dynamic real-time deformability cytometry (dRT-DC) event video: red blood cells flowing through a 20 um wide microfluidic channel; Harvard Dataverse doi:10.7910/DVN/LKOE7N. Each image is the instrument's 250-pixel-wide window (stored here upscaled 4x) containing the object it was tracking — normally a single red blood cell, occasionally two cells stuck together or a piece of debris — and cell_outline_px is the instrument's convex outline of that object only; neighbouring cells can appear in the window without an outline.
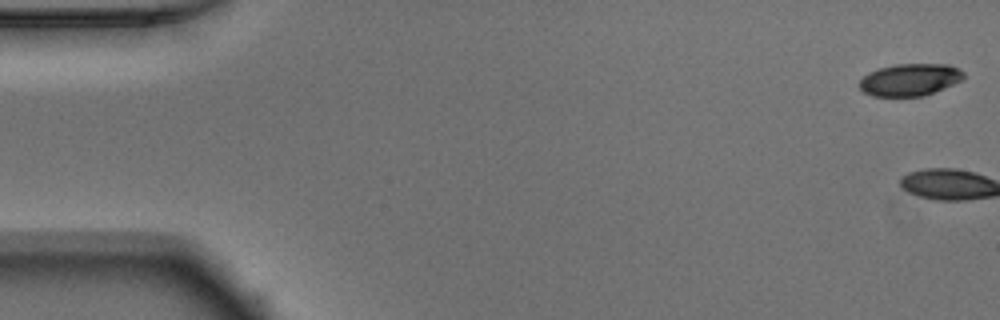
{"species": "Egyptian fruit bat (a non-hibernating species)", "species_latin": "Rousettus aegyptiacus", "temperature_condition": "warm", "stored_images_in_passage": 2, "camera_frame_rate_fps": 3000, "um_per_image_px": 0.085, "animal": {"sex": "male"}, "frame": {"image": 1, "passage_image": 1, "time_ms": 0.0, "image_size_px": [1000, 320], "cell_outline_px": [[964, 76], [960, 80], [952, 84], [924, 96], [872, 96], [864, 92], [860, 88], [860, 80], [868, 72], [880, 68], [896, 64], [948, 64], [960, 68], [964, 72]], "centroid_in_image_um": [77.34, 6.77], "position_along_channel_um": 7.7, "area_um2": 19.42}}